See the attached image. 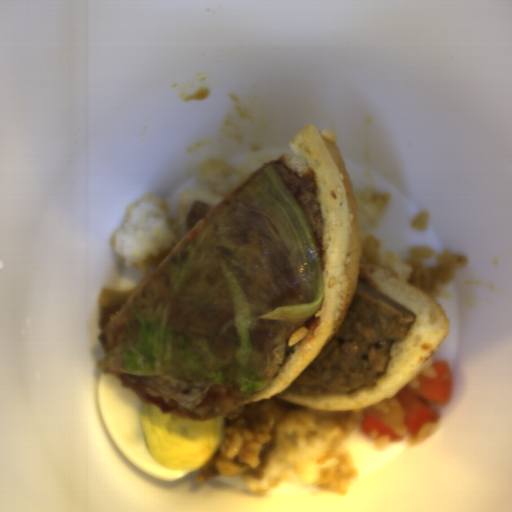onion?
Listing matches in <instances>:
<instances>
[{
	"label": "onion",
	"mask_w": 512,
	"mask_h": 512,
	"mask_svg": "<svg viewBox=\"0 0 512 512\" xmlns=\"http://www.w3.org/2000/svg\"><path fill=\"white\" fill-rule=\"evenodd\" d=\"M370 415L390 429L395 434L403 435L405 429L404 409L394 396L392 399H383L377 404L365 409Z\"/></svg>",
	"instance_id": "onion-1"
}]
</instances>
